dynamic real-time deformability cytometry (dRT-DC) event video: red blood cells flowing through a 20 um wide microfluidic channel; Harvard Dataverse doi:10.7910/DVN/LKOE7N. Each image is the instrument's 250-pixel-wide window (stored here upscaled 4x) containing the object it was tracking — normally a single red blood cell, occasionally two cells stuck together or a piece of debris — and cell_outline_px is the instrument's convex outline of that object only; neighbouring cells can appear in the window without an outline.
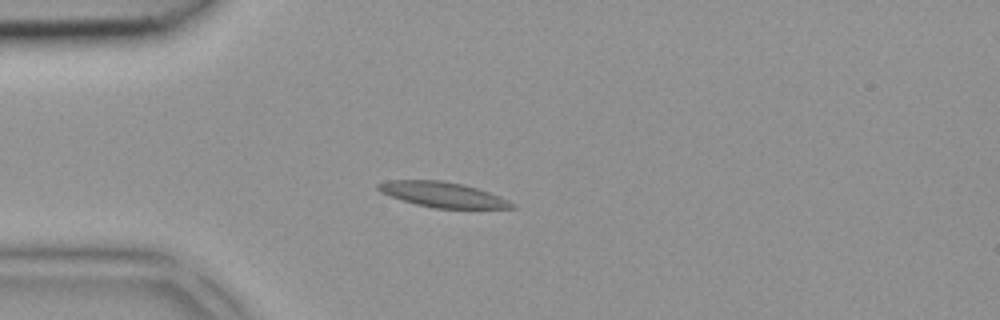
{"species": "common noctule bat (a hibernating species)", "species_latin": "Nyctalus noctula", "temperature_condition": "room temperature", "stored_images_in_passage": 4, "camera_frame_rate_fps": 3000, "um_per_image_px": 0.085, "animal": {"sex": "female", "body_mass_g": 18.4}, "frame": {"image": 1, "passage_image": 3, "time_ms": 0.667, "image_size_px": [1000, 320], "cell_outline_px": [[516, 208], [432, 208], [416, 204], [380, 192], [376, 188], [376, 184], [388, 180], [444, 180], [464, 184], [500, 196], [516, 204]], "centroid_in_image_um": [37.63, 16.53], "position_along_channel_um": 47.4, "area_um2": 19.59}}